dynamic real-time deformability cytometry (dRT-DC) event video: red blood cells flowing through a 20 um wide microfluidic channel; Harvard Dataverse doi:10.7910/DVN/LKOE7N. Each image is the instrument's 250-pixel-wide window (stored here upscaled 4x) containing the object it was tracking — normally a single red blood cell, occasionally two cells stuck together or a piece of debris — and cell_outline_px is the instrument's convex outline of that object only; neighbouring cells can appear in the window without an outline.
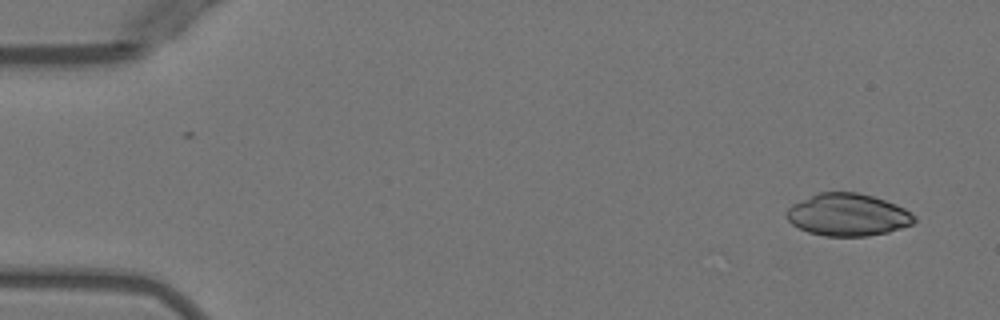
{"species": "Egyptian fruit bat (a non-hibernating species)", "species_latin": "Rousettus aegyptiacus", "temperature_condition": "warm", "stored_images_in_passage": 2, "camera_frame_rate_fps": 3000, "um_per_image_px": 0.085, "animal": {"sex": "female"}, "frame": {"image": 1, "passage_image": 2, "time_ms": 1.333, "image_size_px": [1000, 320], "cell_outline_px": [[916, 220], [912, 224], [888, 232], [868, 236], [824, 236], [808, 232], [792, 224], [788, 220], [784, 212], [792, 204], [820, 192], [856, 192], [872, 196], [896, 204], [912, 212], [916, 216]], "centroid_in_image_um": [72.06, 18.26], "position_along_channel_um": 12.9, "area_um2": 31.5}}